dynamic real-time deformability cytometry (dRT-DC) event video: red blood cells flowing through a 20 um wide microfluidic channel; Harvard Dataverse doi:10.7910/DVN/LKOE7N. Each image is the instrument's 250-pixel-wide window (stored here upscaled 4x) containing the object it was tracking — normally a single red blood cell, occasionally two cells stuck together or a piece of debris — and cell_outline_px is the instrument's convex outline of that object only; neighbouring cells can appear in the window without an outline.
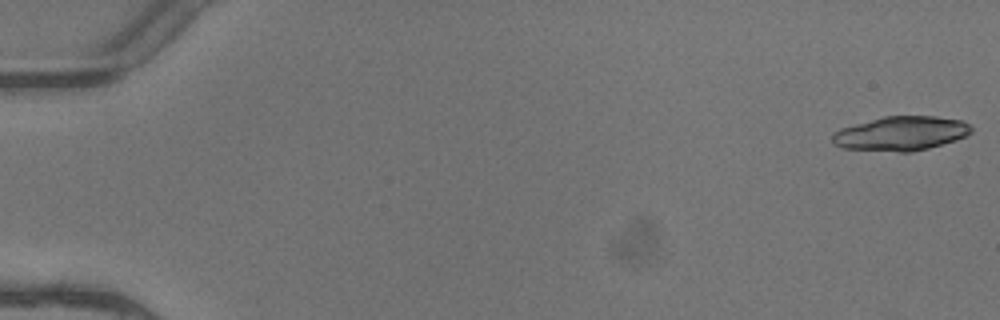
{"species": "common noctule bat (a hibernating species)", "species_latin": "Nyctalus noctula", "temperature_condition": "warm", "stored_images_in_passage": 5, "camera_frame_rate_fps": 3000, "um_per_image_px": 0.085, "animal": {"sex": "female"}, "frame": {"image": 1, "passage_image": 1, "time_ms": 0.0, "image_size_px": [1000, 320], "cell_outline_px": [[972, 132], [968, 136], [956, 140], [928, 148], [912, 152], [900, 152], [840, 148], [832, 144], [832, 132], [840, 128], [884, 116], [936, 116], [960, 120], [968, 124], [972, 128]], "centroid_in_image_um": [76.56, 11.35], "position_along_channel_um": 8.4, "area_um2": 27.92}}
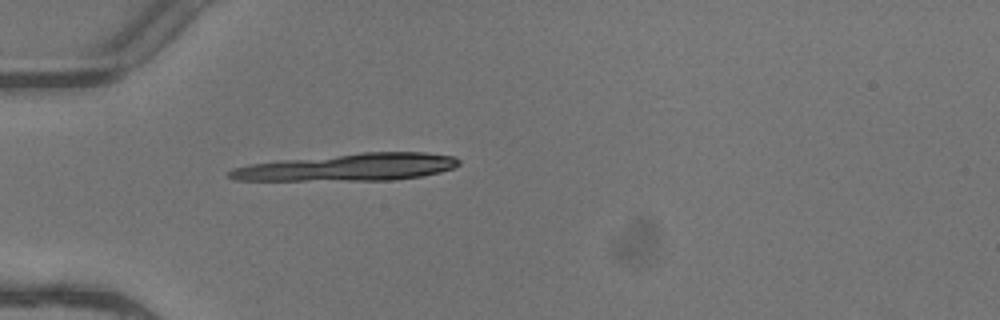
{"frame": {"image": 2, "passage_image": 5, "time_ms": 1.333, "image_size_px": [1000, 320], "cell_outline_px": [[460, 164], [452, 168], [440, 172], [424, 176], [396, 180], [236, 180], [228, 176], [228, 172], [232, 168], [252, 164], [284, 160], [360, 152], [424, 152], [456, 156], [460, 160]], "centroid_in_image_um": [29.7, 14.21], "position_along_channel_um": 55.3, "area_um2": 36.36}}